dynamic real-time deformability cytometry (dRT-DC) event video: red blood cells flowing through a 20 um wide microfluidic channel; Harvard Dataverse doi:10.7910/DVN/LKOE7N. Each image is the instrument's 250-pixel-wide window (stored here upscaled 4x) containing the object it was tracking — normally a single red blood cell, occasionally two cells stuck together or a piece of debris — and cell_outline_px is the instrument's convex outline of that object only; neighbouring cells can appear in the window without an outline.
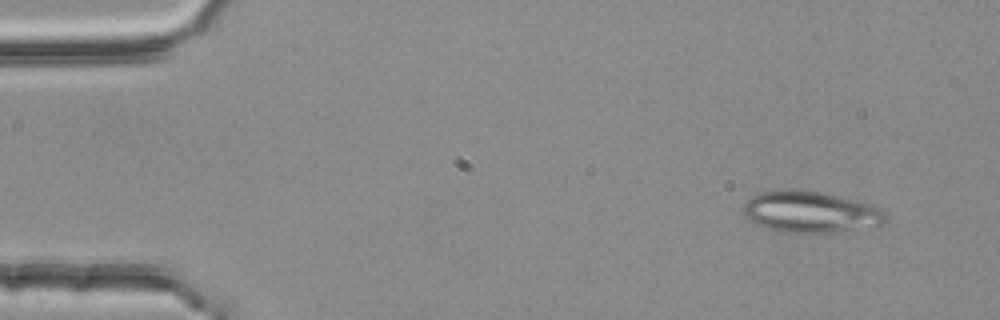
{"species": "common noctule bat (a hibernating species)", "species_latin": "Nyctalus noctula", "temperature_condition": "room temperature", "stored_images_in_passage": 4, "camera_frame_rate_fps": 3000, "um_per_image_px": 0.085, "animal": {"sex": "female", "body_mass_g": 25.1}, "frame": {"image": 1, "passage_image": 1, "time_ms": 0.0, "image_size_px": [1000, 320], "cell_outline_px": [[888, 220], [880, 228], [836, 232], [784, 232], [764, 228], [756, 224], [744, 216], [744, 204], [752, 196], [760, 192], [792, 188], [816, 192], [836, 196], [868, 204], [880, 208], [884, 212]], "centroid_in_image_um": [68.93, 18.04], "position_along_channel_um": 16.1, "area_um2": 34.51}}